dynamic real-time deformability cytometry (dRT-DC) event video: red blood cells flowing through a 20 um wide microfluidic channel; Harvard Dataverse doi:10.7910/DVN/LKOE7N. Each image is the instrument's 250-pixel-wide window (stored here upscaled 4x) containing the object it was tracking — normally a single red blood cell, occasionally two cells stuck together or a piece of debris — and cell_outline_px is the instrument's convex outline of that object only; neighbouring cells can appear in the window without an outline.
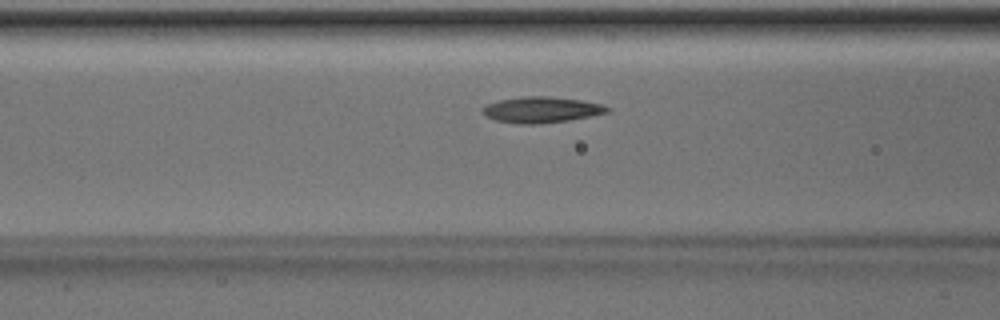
{"species": "Egyptian fruit bat (a non-hibernating species)", "species_latin": "Rousettus aegyptiacus", "temperature_condition": "room temperature", "stored_images_in_passage": 42, "camera_frame_rate_fps": 3000, "um_per_image_px": 0.085, "animal": {"sex": "male"}, "frame": {"image": 1, "passage_image": 12, "time_ms": 3.667, "image_size_px": [1000, 320], "cell_outline_px": [[612, 108], [608, 112], [568, 120], [536, 124], [520, 124], [496, 120], [484, 116], [480, 112], [480, 108], [488, 104], [500, 100], [524, 96], [548, 96], [580, 100], [604, 104]], "centroid_in_image_um": [45.99, 9.32], "position_along_channel_um": 120.6, "area_um2": 18.84}}
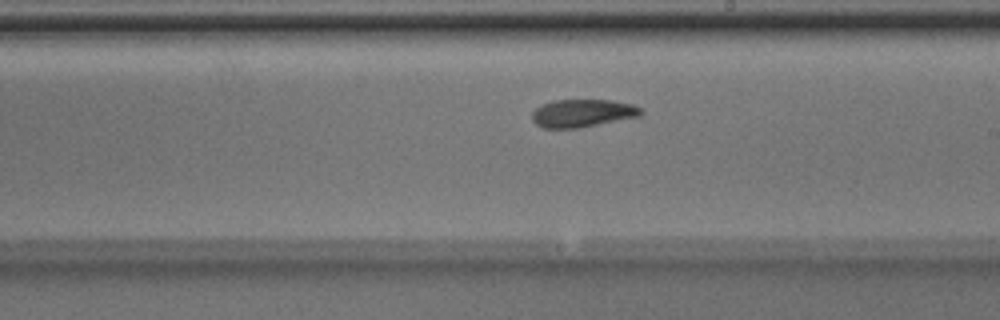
{"frame": {"image": 2, "passage_image": 21, "time_ms": 6.667, "image_size_px": [1000, 320], "cell_outline_px": [[644, 112], [640, 116], [580, 128], [544, 128], [536, 124], [532, 120], [532, 112], [540, 104], [552, 100], [612, 100], [632, 104], [640, 108]], "centroid_in_image_um": [49.5, 9.62], "position_along_channel_um": 239.5, "area_um2": 17.8}}
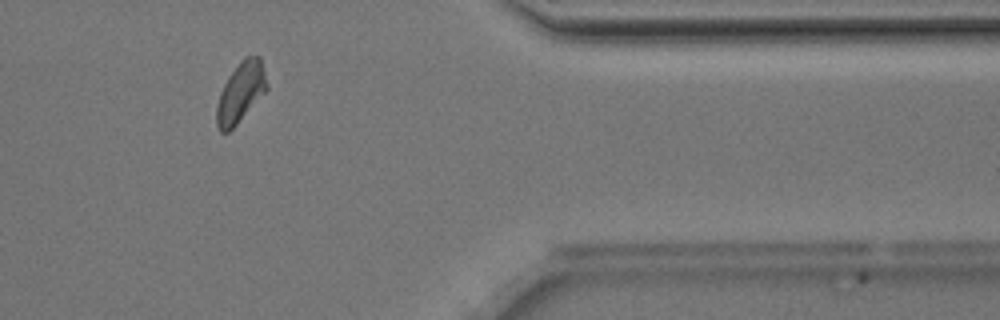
{"frame": {"image": 3, "passage_image": 34, "time_ms": 11.0, "image_size_px": [1000, 320], "cell_outline_px": [[268, 88], [236, 124], [228, 132], [220, 132], [216, 124], [216, 108], [220, 92], [228, 76], [240, 60], [244, 56], [260, 56], [268, 84]], "centroid_in_image_um": [20.44, 7.82], "position_along_channel_um": 391.0, "area_um2": 17.4}, "authors_computed_cell_mechanics": {"area_um2": 17.8024, "velocity_mm_per_s": 3.9761, "shape_relaxation_time_tau1_ms": 2.7434, "shape_relaxation_time_tau2_ms": 2.6791, "deformation_change_tau1": 0.1165, "deformation_change_tau2": 0.0808}}